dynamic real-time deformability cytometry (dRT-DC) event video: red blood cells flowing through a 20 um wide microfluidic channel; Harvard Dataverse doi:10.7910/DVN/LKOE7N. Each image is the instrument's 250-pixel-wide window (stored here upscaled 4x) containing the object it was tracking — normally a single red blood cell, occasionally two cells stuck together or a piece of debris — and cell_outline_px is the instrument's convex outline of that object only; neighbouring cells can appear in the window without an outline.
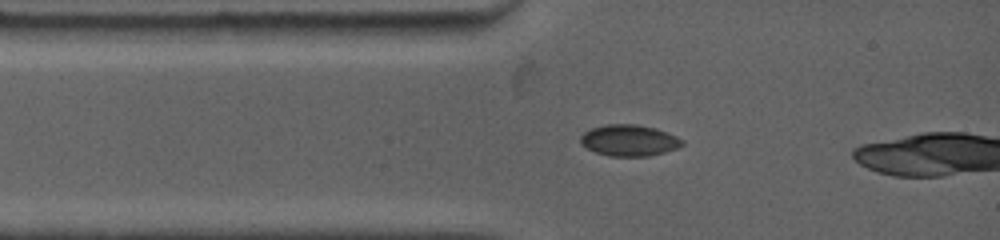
{"species": "common noctule bat (a hibernating species)", "species_latin": "Nyctalus noctula", "temperature_condition": "warm", "stored_images_in_passage": 6, "camera_frame_rate_fps": 4500, "um_per_image_px": 0.085, "animal": {"sex": "female", "body_mass_g": 19.0, "forearm_length_mm": 53.3}, "frame": {"image": 1, "passage_image": 1, "time_ms": 0.0, "image_size_px": [1000, 240], "cell_outline_px": [[684, 144], [676, 148], [664, 152], [648, 156], [608, 156], [596, 152], [580, 144], [580, 136], [584, 132], [592, 128], [604, 124], [636, 124], [656, 128], [676, 136], [684, 140]], "centroid_in_image_um": [53.46, 11.92], "position_along_channel_um": 31.5, "area_um2": 18.55}}
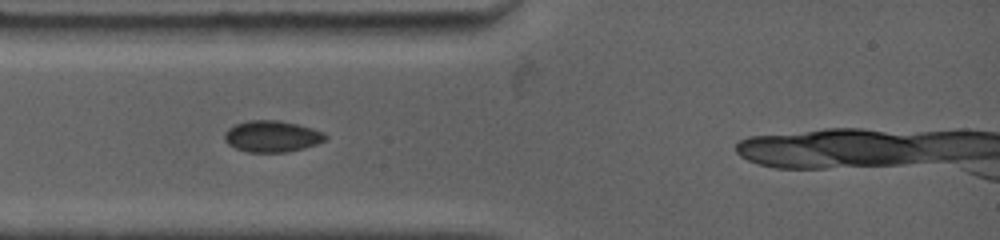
{"frame": {"image": 2, "passage_image": 3, "time_ms": 0.889, "image_size_px": [1000, 240], "cell_outline_px": [[328, 136], [324, 140], [316, 144], [304, 148], [288, 152], [248, 152], [236, 148], [228, 144], [224, 140], [224, 132], [228, 128], [236, 124], [248, 120], [280, 120], [312, 128], [324, 132]], "centroid_in_image_um": [23.1, 11.58], "position_along_channel_um": 61.9, "area_um2": 18.5}}
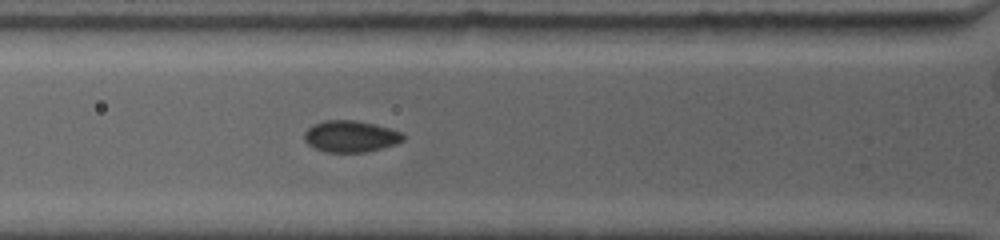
{"frame": {"image": 3, "passage_image": 5, "time_ms": 1.778, "image_size_px": [1000, 240], "cell_outline_px": [[404, 140], [396, 144], [364, 152], [324, 152], [308, 144], [304, 140], [304, 132], [312, 124], [324, 120], [356, 120], [376, 124], [400, 132], [404, 136]], "centroid_in_image_um": [29.77, 11.58], "position_along_channel_um": 96.0, "area_um2": 18.15}}